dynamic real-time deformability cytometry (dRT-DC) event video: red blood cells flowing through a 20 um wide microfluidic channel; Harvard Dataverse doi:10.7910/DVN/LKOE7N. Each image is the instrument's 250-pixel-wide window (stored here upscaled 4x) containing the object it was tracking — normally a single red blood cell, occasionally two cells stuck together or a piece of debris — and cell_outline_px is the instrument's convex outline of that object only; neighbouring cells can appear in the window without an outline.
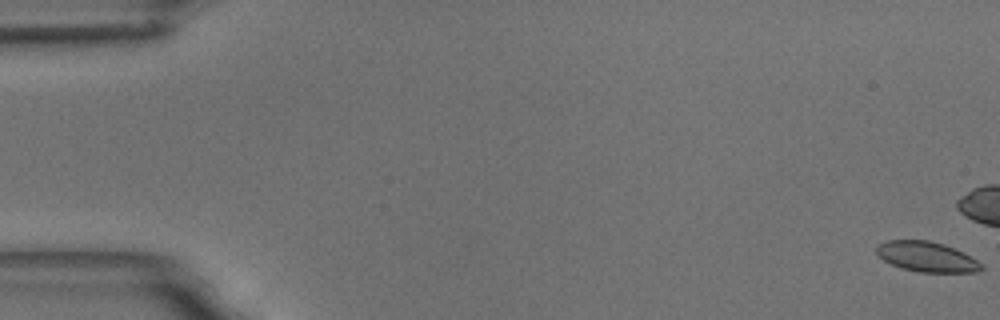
{"species": "common noctule bat (a hibernating species)", "species_latin": "Nyctalus noctula", "temperature_condition": "room temperature", "stored_images_in_passage": 6, "camera_frame_rate_fps": 3000, "um_per_image_px": 0.085, "animal": {"sex": "male", "body_mass_g": 18.8}, "frame": {"image": 1, "passage_image": 1, "time_ms": 0.0, "image_size_px": [1000, 320], "cell_outline_px": [[984, 268], [976, 272], [920, 272], [900, 268], [884, 260], [876, 252], [876, 244], [888, 240], [928, 240], [944, 244], [964, 252], [984, 264]], "centroid_in_image_um": [78.79, 21.82], "position_along_channel_um": 6.2, "area_um2": 18.55}}
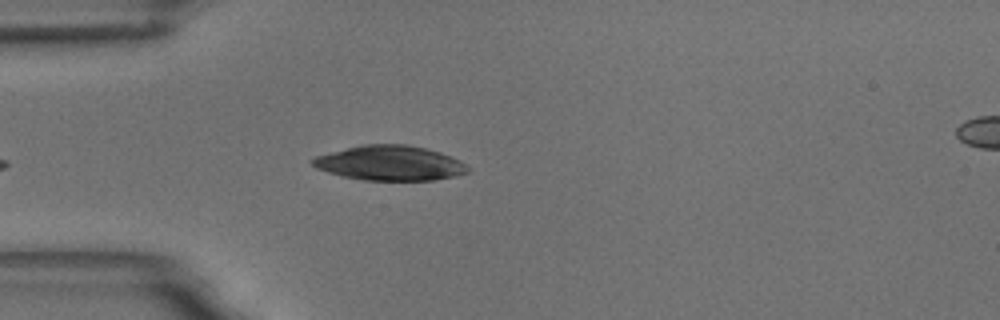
{"frame": {"image": 2, "passage_image": 6, "time_ms": 6.667, "image_size_px": [1000, 320], "cell_outline_px": [[468, 172], [456, 176], [432, 180], [364, 180], [344, 176], [328, 172], [316, 168], [308, 160], [316, 156], [360, 144], [408, 144], [440, 152], [460, 160], [468, 168]], "centroid_in_image_um": [33.12, 13.85], "position_along_channel_um": 51.9, "area_um2": 31.44}}